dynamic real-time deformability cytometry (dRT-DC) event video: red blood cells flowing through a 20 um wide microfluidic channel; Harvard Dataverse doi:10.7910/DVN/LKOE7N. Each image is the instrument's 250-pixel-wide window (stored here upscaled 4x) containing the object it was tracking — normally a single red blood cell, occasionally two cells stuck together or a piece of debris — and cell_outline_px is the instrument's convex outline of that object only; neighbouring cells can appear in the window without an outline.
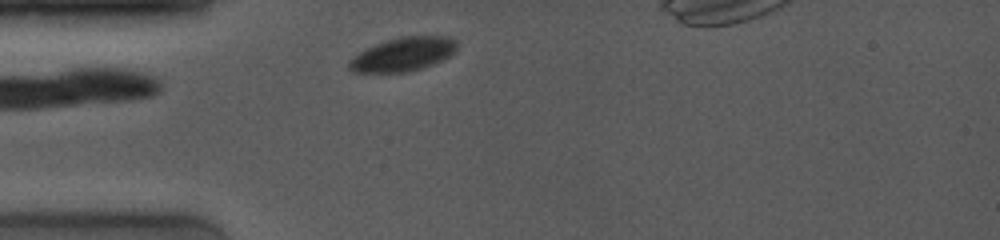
{"species": "common noctule bat (a hibernating species)", "species_latin": "Nyctalus noctula", "temperature_condition": "room temperature", "stored_images_in_passage": 9, "camera_frame_rate_fps": 4000, "um_per_image_px": 0.085, "animal": {"sex": "female", "body_mass_g": 19.0, "forearm_length_mm": 53.3}, "frame": {"image": 1, "passage_image": 3, "time_ms": 0.5, "image_size_px": [1000, 240], "cell_outline_px": [[456, 52], [432, 64], [408, 72], [352, 72], [348, 68], [348, 60], [352, 56], [376, 44], [400, 36], [448, 36], [456, 40]], "centroid_in_image_um": [34.24, 4.61], "position_along_channel_um": 50.8, "area_um2": 21.04}}